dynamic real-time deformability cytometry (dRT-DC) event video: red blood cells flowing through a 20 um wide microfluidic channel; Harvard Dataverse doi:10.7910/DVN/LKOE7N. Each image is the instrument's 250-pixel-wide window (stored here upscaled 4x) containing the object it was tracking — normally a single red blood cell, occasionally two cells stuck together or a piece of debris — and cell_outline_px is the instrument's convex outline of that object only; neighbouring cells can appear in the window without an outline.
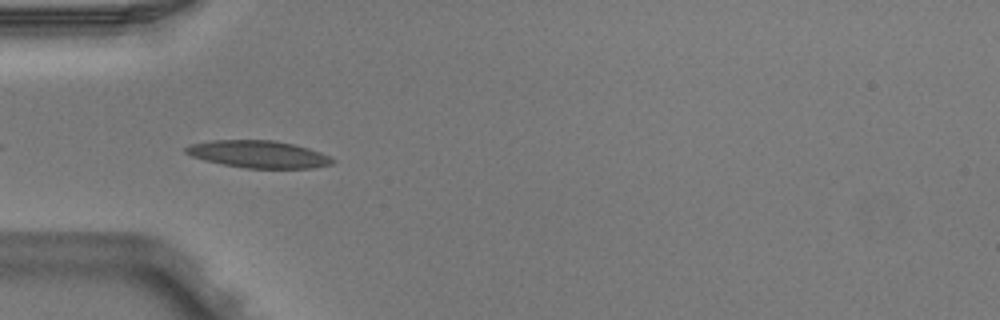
{"species": "Egyptian fruit bat (a non-hibernating species)", "species_latin": "Rousettus aegyptiacus", "temperature_condition": "warm", "stored_images_in_passage": 4, "camera_frame_rate_fps": 3000, "um_per_image_px": 0.085, "animal": {"sex": "male"}, "frame": {"image": 1, "passage_image": 4, "time_ms": 1.0, "image_size_px": [1000, 320], "cell_outline_px": [[336, 160], [332, 164], [312, 168], [248, 168], [224, 164], [204, 160], [192, 156], [184, 152], [184, 148], [188, 144], [212, 140], [272, 140], [292, 144], [308, 148], [320, 152]], "centroid_in_image_um": [21.94, 13.1], "position_along_channel_um": 63.1, "area_um2": 23.18}}